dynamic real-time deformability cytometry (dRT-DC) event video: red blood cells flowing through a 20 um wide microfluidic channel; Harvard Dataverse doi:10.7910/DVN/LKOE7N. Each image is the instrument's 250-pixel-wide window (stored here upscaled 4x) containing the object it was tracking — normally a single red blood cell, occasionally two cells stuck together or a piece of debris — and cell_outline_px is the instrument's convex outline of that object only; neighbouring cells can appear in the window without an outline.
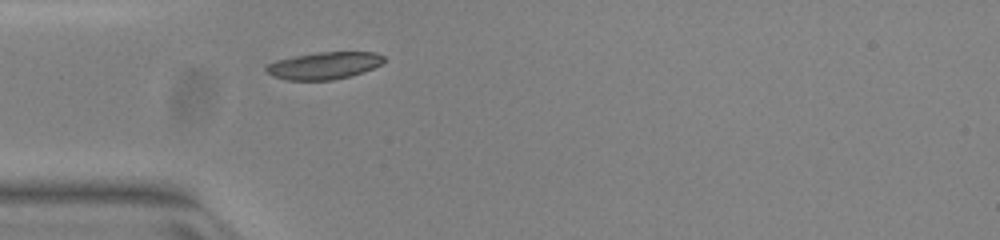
{"species": "common noctule bat (a hibernating species)", "species_latin": "Nyctalus noctula", "temperature_condition": "warm", "stored_images_in_passage": 37, "camera_frame_rate_fps": 3000, "um_per_image_px": 0.085, "animal": {"sex": "female", "body_mass_g": 23.0, "forearm_length_mm": 53.4}, "frame": {"image": 1, "passage_image": 1, "time_ms": 0.0, "image_size_px": [1000, 240], "cell_outline_px": [[384, 60], [380, 64], [364, 72], [352, 76], [332, 80], [288, 80], [272, 76], [264, 68], [268, 64], [276, 60], [316, 52], [376, 52], [384, 56]], "centroid_in_image_um": [27.55, 5.58], "position_along_channel_um": 57.5, "area_um2": 18.61}}
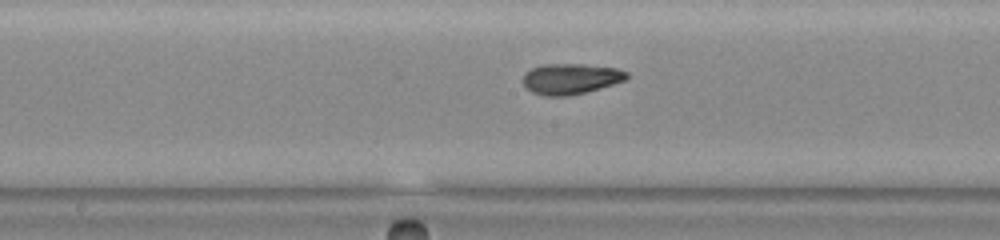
{"frame": {"image": 2, "passage_image": 12, "time_ms": 3.667, "image_size_px": [1000, 240], "cell_outline_px": [[628, 80], [584, 92], [568, 96], [544, 96], [532, 92], [524, 84], [524, 72], [540, 64], [584, 64], [616, 68], [628, 72]], "centroid_in_image_um": [48.52, 6.69], "position_along_channel_um": 199.7, "area_um2": 18.55}}
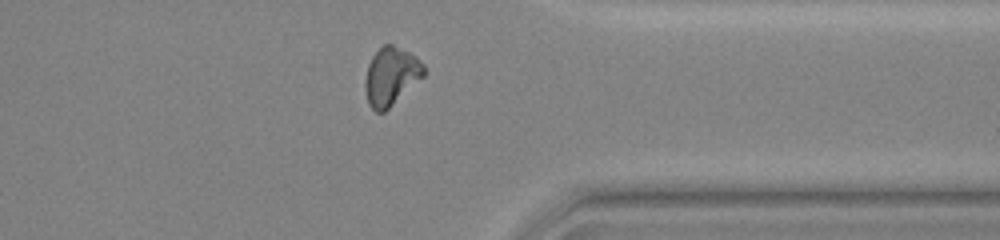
{"frame": {"image": 3, "passage_image": 26, "time_ms": 8.333, "image_size_px": [1000, 240], "cell_outline_px": [[424, 76], [384, 112], [376, 112], [368, 104], [364, 88], [364, 80], [368, 64], [372, 56], [384, 44], [392, 44], [416, 56], [424, 64]], "centroid_in_image_um": [33.22, 6.48], "position_along_channel_um": 378.2, "area_um2": 19.83}, "authors_computed_cell_mechanics": {"area_um2": 18.9006, "velocity_mm_per_s": 3.9855, "shape_relaxation_time_tau1_ms": 6.2841, "shape_relaxation_time_tau2_ms": 2.4681, "deformation_change_tau1": 0.1643, "deformation_change_tau2": 0.0418}}